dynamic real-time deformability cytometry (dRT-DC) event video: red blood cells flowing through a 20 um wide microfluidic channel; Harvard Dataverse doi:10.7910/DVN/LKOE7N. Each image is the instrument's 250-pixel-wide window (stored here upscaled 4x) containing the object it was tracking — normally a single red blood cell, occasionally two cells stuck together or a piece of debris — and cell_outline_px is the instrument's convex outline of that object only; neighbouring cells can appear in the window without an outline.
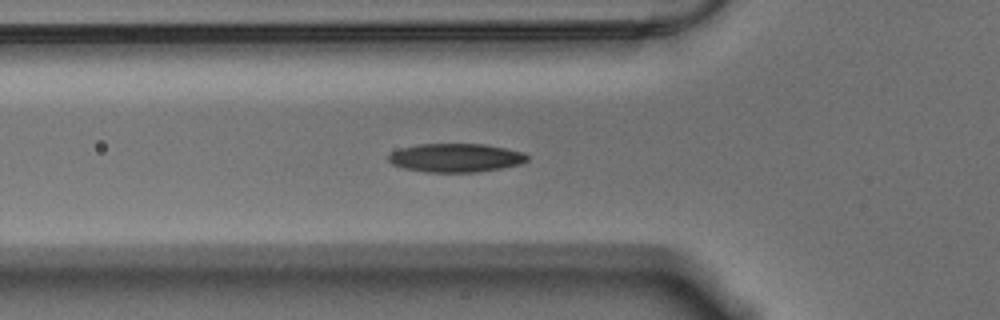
{"species": "Egyptian fruit bat (a non-hibernating species)", "species_latin": "Rousettus aegyptiacus", "temperature_condition": "warm", "stored_images_in_passage": 32, "camera_frame_rate_fps": 3000, "um_per_image_px": 0.085, "animal": {"sex": "male"}, "frame": {"image": 1, "passage_image": 3, "time_ms": 0.667, "image_size_px": [1000, 320], "cell_outline_px": [[528, 160], [520, 164], [500, 168], [476, 172], [424, 172], [404, 168], [392, 164], [388, 160], [388, 156], [392, 152], [400, 148], [416, 144], [484, 144], [524, 152], [528, 156]], "centroid_in_image_um": [38.72, 13.41], "position_along_channel_um": 87.1, "area_um2": 23.12}}
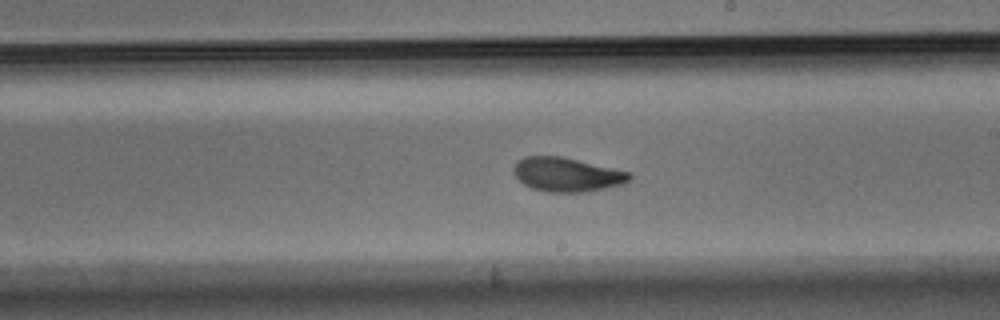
{"frame": {"image": 2, "passage_image": 16, "time_ms": 5.0, "image_size_px": [1000, 320], "cell_outline_px": [[632, 176], [624, 184], [584, 192], [548, 192], [532, 188], [524, 184], [512, 172], [512, 168], [524, 156], [560, 156], [632, 172]], "centroid_in_image_um": [48.19, 14.84], "position_along_channel_um": 240.8, "area_um2": 22.89}}
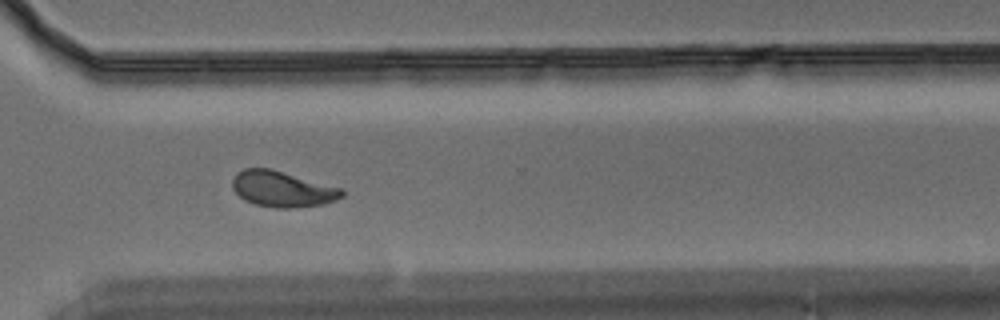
{"frame": {"image": 3, "passage_image": 25, "time_ms": 8.0, "image_size_px": [1000, 320], "cell_outline_px": [[344, 196], [336, 200], [324, 204], [292, 208], [276, 208], [256, 204], [244, 200], [232, 188], [232, 180], [236, 172], [244, 168], [268, 168], [344, 188]], "centroid_in_image_um": [24.02, 16.07], "position_along_channel_um": 346.6, "area_um2": 22.95}, "authors_computed_cell_mechanics": {"area_um2": 22.6865, "velocity_mm_per_s": 3.5337, "shape_relaxation_time_tau1_ms": 3.823, "shape_relaxation_time_tau2_ms": 2.452, "deformation_change_tau1": 0.147, "deformation_change_tau2": 0.0729}}